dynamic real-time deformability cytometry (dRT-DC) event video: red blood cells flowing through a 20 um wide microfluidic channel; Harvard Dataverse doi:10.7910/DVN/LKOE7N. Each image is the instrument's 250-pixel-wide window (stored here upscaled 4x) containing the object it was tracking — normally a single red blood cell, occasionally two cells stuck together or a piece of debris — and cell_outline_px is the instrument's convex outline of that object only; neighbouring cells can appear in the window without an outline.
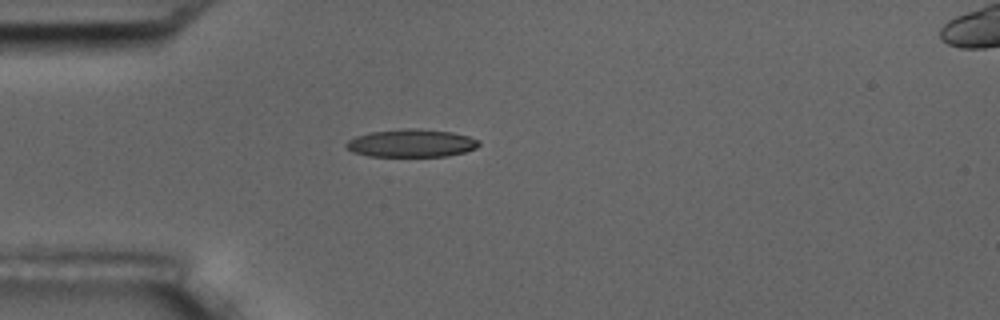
{"species": "common noctule bat (a hibernating species)", "species_latin": "Nyctalus noctula", "temperature_condition": "room temperature", "stored_images_in_passage": 2, "camera_frame_rate_fps": 3000, "um_per_image_px": 0.085, "animal": {"sex": "male", "body_mass_g": 17.5, "forearm_length_mm": 52.3}, "frame": {"image": 1, "passage_image": 1, "time_ms": 0.0, "image_size_px": [1000, 320], "cell_outline_px": [[480, 144], [476, 148], [464, 152], [448, 156], [368, 156], [352, 152], [344, 144], [348, 140], [356, 136], [368, 132], [408, 128], [420, 128], [452, 132], [468, 136], [480, 140]], "centroid_in_image_um": [34.97, 12.16], "position_along_channel_um": 50.0, "area_um2": 21.68}}